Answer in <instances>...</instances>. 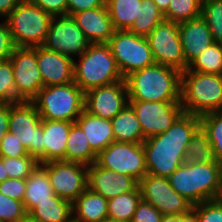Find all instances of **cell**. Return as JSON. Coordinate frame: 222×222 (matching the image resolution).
<instances>
[{
    "instance_id": "23",
    "label": "cell",
    "mask_w": 222,
    "mask_h": 222,
    "mask_svg": "<svg viewBox=\"0 0 222 222\" xmlns=\"http://www.w3.org/2000/svg\"><path fill=\"white\" fill-rule=\"evenodd\" d=\"M75 123L85 133L91 149L97 155L114 142L112 122L110 119L90 115L84 110Z\"/></svg>"
},
{
    "instance_id": "29",
    "label": "cell",
    "mask_w": 222,
    "mask_h": 222,
    "mask_svg": "<svg viewBox=\"0 0 222 222\" xmlns=\"http://www.w3.org/2000/svg\"><path fill=\"white\" fill-rule=\"evenodd\" d=\"M115 30H128L139 17L142 0H106Z\"/></svg>"
},
{
    "instance_id": "33",
    "label": "cell",
    "mask_w": 222,
    "mask_h": 222,
    "mask_svg": "<svg viewBox=\"0 0 222 222\" xmlns=\"http://www.w3.org/2000/svg\"><path fill=\"white\" fill-rule=\"evenodd\" d=\"M190 71L222 75V44L214 42L189 66Z\"/></svg>"
},
{
    "instance_id": "52",
    "label": "cell",
    "mask_w": 222,
    "mask_h": 222,
    "mask_svg": "<svg viewBox=\"0 0 222 222\" xmlns=\"http://www.w3.org/2000/svg\"><path fill=\"white\" fill-rule=\"evenodd\" d=\"M161 222H177V215H163Z\"/></svg>"
},
{
    "instance_id": "11",
    "label": "cell",
    "mask_w": 222,
    "mask_h": 222,
    "mask_svg": "<svg viewBox=\"0 0 222 222\" xmlns=\"http://www.w3.org/2000/svg\"><path fill=\"white\" fill-rule=\"evenodd\" d=\"M146 38L156 64L175 68L180 72L188 68L180 41L178 23L164 19Z\"/></svg>"
},
{
    "instance_id": "13",
    "label": "cell",
    "mask_w": 222,
    "mask_h": 222,
    "mask_svg": "<svg viewBox=\"0 0 222 222\" xmlns=\"http://www.w3.org/2000/svg\"><path fill=\"white\" fill-rule=\"evenodd\" d=\"M91 43L70 15L54 16L44 44L45 49L55 51L76 60ZM75 56V58H73Z\"/></svg>"
},
{
    "instance_id": "54",
    "label": "cell",
    "mask_w": 222,
    "mask_h": 222,
    "mask_svg": "<svg viewBox=\"0 0 222 222\" xmlns=\"http://www.w3.org/2000/svg\"><path fill=\"white\" fill-rule=\"evenodd\" d=\"M101 222H124V221L113 220V219L107 218V219H104V220L101 221Z\"/></svg>"
},
{
    "instance_id": "31",
    "label": "cell",
    "mask_w": 222,
    "mask_h": 222,
    "mask_svg": "<svg viewBox=\"0 0 222 222\" xmlns=\"http://www.w3.org/2000/svg\"><path fill=\"white\" fill-rule=\"evenodd\" d=\"M163 20L164 15L153 0H142L139 17L136 18L128 31L146 38Z\"/></svg>"
},
{
    "instance_id": "50",
    "label": "cell",
    "mask_w": 222,
    "mask_h": 222,
    "mask_svg": "<svg viewBox=\"0 0 222 222\" xmlns=\"http://www.w3.org/2000/svg\"><path fill=\"white\" fill-rule=\"evenodd\" d=\"M157 5L158 9L163 13V15L167 12L170 0H153Z\"/></svg>"
},
{
    "instance_id": "20",
    "label": "cell",
    "mask_w": 222,
    "mask_h": 222,
    "mask_svg": "<svg viewBox=\"0 0 222 222\" xmlns=\"http://www.w3.org/2000/svg\"><path fill=\"white\" fill-rule=\"evenodd\" d=\"M178 28L183 54L189 66L214 40L202 16L178 23Z\"/></svg>"
},
{
    "instance_id": "25",
    "label": "cell",
    "mask_w": 222,
    "mask_h": 222,
    "mask_svg": "<svg viewBox=\"0 0 222 222\" xmlns=\"http://www.w3.org/2000/svg\"><path fill=\"white\" fill-rule=\"evenodd\" d=\"M108 200L88 188L72 202L73 222H101L108 218Z\"/></svg>"
},
{
    "instance_id": "44",
    "label": "cell",
    "mask_w": 222,
    "mask_h": 222,
    "mask_svg": "<svg viewBox=\"0 0 222 222\" xmlns=\"http://www.w3.org/2000/svg\"><path fill=\"white\" fill-rule=\"evenodd\" d=\"M3 22H0V62L8 60L16 47L6 21Z\"/></svg>"
},
{
    "instance_id": "10",
    "label": "cell",
    "mask_w": 222,
    "mask_h": 222,
    "mask_svg": "<svg viewBox=\"0 0 222 222\" xmlns=\"http://www.w3.org/2000/svg\"><path fill=\"white\" fill-rule=\"evenodd\" d=\"M96 162L105 169L131 176L138 182L147 174L142 143L114 141L98 154Z\"/></svg>"
},
{
    "instance_id": "1",
    "label": "cell",
    "mask_w": 222,
    "mask_h": 222,
    "mask_svg": "<svg viewBox=\"0 0 222 222\" xmlns=\"http://www.w3.org/2000/svg\"><path fill=\"white\" fill-rule=\"evenodd\" d=\"M201 126L200 116L183 113L164 133L143 141L147 173L168 178L185 163L192 135Z\"/></svg>"
},
{
    "instance_id": "42",
    "label": "cell",
    "mask_w": 222,
    "mask_h": 222,
    "mask_svg": "<svg viewBox=\"0 0 222 222\" xmlns=\"http://www.w3.org/2000/svg\"><path fill=\"white\" fill-rule=\"evenodd\" d=\"M163 214L153 205L141 199L131 222H161Z\"/></svg>"
},
{
    "instance_id": "32",
    "label": "cell",
    "mask_w": 222,
    "mask_h": 222,
    "mask_svg": "<svg viewBox=\"0 0 222 222\" xmlns=\"http://www.w3.org/2000/svg\"><path fill=\"white\" fill-rule=\"evenodd\" d=\"M216 161L206 131L200 126L192 135L185 163H212Z\"/></svg>"
},
{
    "instance_id": "16",
    "label": "cell",
    "mask_w": 222,
    "mask_h": 222,
    "mask_svg": "<svg viewBox=\"0 0 222 222\" xmlns=\"http://www.w3.org/2000/svg\"><path fill=\"white\" fill-rule=\"evenodd\" d=\"M47 171L56 196L73 202L87 188L88 166L80 163L50 161L41 164Z\"/></svg>"
},
{
    "instance_id": "14",
    "label": "cell",
    "mask_w": 222,
    "mask_h": 222,
    "mask_svg": "<svg viewBox=\"0 0 222 222\" xmlns=\"http://www.w3.org/2000/svg\"><path fill=\"white\" fill-rule=\"evenodd\" d=\"M139 188L142 200L153 205L163 215H185L192 210L193 204L179 195L166 177L147 173L139 181Z\"/></svg>"
},
{
    "instance_id": "12",
    "label": "cell",
    "mask_w": 222,
    "mask_h": 222,
    "mask_svg": "<svg viewBox=\"0 0 222 222\" xmlns=\"http://www.w3.org/2000/svg\"><path fill=\"white\" fill-rule=\"evenodd\" d=\"M13 67L15 102L31 101L43 87L36 47H15L10 56Z\"/></svg>"
},
{
    "instance_id": "35",
    "label": "cell",
    "mask_w": 222,
    "mask_h": 222,
    "mask_svg": "<svg viewBox=\"0 0 222 222\" xmlns=\"http://www.w3.org/2000/svg\"><path fill=\"white\" fill-rule=\"evenodd\" d=\"M201 126L206 131L218 162H222V111L200 116Z\"/></svg>"
},
{
    "instance_id": "3",
    "label": "cell",
    "mask_w": 222,
    "mask_h": 222,
    "mask_svg": "<svg viewBox=\"0 0 222 222\" xmlns=\"http://www.w3.org/2000/svg\"><path fill=\"white\" fill-rule=\"evenodd\" d=\"M129 101H181V72L154 64L125 78Z\"/></svg>"
},
{
    "instance_id": "27",
    "label": "cell",
    "mask_w": 222,
    "mask_h": 222,
    "mask_svg": "<svg viewBox=\"0 0 222 222\" xmlns=\"http://www.w3.org/2000/svg\"><path fill=\"white\" fill-rule=\"evenodd\" d=\"M97 154L91 149L82 129L74 123L67 138L65 162L90 166L97 161Z\"/></svg>"
},
{
    "instance_id": "21",
    "label": "cell",
    "mask_w": 222,
    "mask_h": 222,
    "mask_svg": "<svg viewBox=\"0 0 222 222\" xmlns=\"http://www.w3.org/2000/svg\"><path fill=\"white\" fill-rule=\"evenodd\" d=\"M91 44L108 43L115 32L106 3L99 8L71 14Z\"/></svg>"
},
{
    "instance_id": "8",
    "label": "cell",
    "mask_w": 222,
    "mask_h": 222,
    "mask_svg": "<svg viewBox=\"0 0 222 222\" xmlns=\"http://www.w3.org/2000/svg\"><path fill=\"white\" fill-rule=\"evenodd\" d=\"M9 132L17 133L19 142L35 157L39 164L44 163L42 119L31 101L10 103Z\"/></svg>"
},
{
    "instance_id": "40",
    "label": "cell",
    "mask_w": 222,
    "mask_h": 222,
    "mask_svg": "<svg viewBox=\"0 0 222 222\" xmlns=\"http://www.w3.org/2000/svg\"><path fill=\"white\" fill-rule=\"evenodd\" d=\"M197 222H222V200L205 201L192 207Z\"/></svg>"
},
{
    "instance_id": "18",
    "label": "cell",
    "mask_w": 222,
    "mask_h": 222,
    "mask_svg": "<svg viewBox=\"0 0 222 222\" xmlns=\"http://www.w3.org/2000/svg\"><path fill=\"white\" fill-rule=\"evenodd\" d=\"M87 185L90 191L100 194L108 200L134 191L139 186V182L131 176L105 169L95 162L88 166Z\"/></svg>"
},
{
    "instance_id": "49",
    "label": "cell",
    "mask_w": 222,
    "mask_h": 222,
    "mask_svg": "<svg viewBox=\"0 0 222 222\" xmlns=\"http://www.w3.org/2000/svg\"><path fill=\"white\" fill-rule=\"evenodd\" d=\"M177 222H197L195 213L191 210L185 215H177Z\"/></svg>"
},
{
    "instance_id": "43",
    "label": "cell",
    "mask_w": 222,
    "mask_h": 222,
    "mask_svg": "<svg viewBox=\"0 0 222 222\" xmlns=\"http://www.w3.org/2000/svg\"><path fill=\"white\" fill-rule=\"evenodd\" d=\"M26 188V179L8 178L0 183V193L3 195L22 201Z\"/></svg>"
},
{
    "instance_id": "2",
    "label": "cell",
    "mask_w": 222,
    "mask_h": 222,
    "mask_svg": "<svg viewBox=\"0 0 222 222\" xmlns=\"http://www.w3.org/2000/svg\"><path fill=\"white\" fill-rule=\"evenodd\" d=\"M167 179L171 187L193 205L221 199V162L183 163Z\"/></svg>"
},
{
    "instance_id": "53",
    "label": "cell",
    "mask_w": 222,
    "mask_h": 222,
    "mask_svg": "<svg viewBox=\"0 0 222 222\" xmlns=\"http://www.w3.org/2000/svg\"><path fill=\"white\" fill-rule=\"evenodd\" d=\"M21 222H38V221L32 219L27 215Z\"/></svg>"
},
{
    "instance_id": "37",
    "label": "cell",
    "mask_w": 222,
    "mask_h": 222,
    "mask_svg": "<svg viewBox=\"0 0 222 222\" xmlns=\"http://www.w3.org/2000/svg\"><path fill=\"white\" fill-rule=\"evenodd\" d=\"M2 159L9 178L27 179L39 164L35 157L28 154L18 158L2 157Z\"/></svg>"
},
{
    "instance_id": "19",
    "label": "cell",
    "mask_w": 222,
    "mask_h": 222,
    "mask_svg": "<svg viewBox=\"0 0 222 222\" xmlns=\"http://www.w3.org/2000/svg\"><path fill=\"white\" fill-rule=\"evenodd\" d=\"M37 64L43 87L74 82V60L64 54L37 46Z\"/></svg>"
},
{
    "instance_id": "17",
    "label": "cell",
    "mask_w": 222,
    "mask_h": 222,
    "mask_svg": "<svg viewBox=\"0 0 222 222\" xmlns=\"http://www.w3.org/2000/svg\"><path fill=\"white\" fill-rule=\"evenodd\" d=\"M125 79L114 84L95 87L85 92L84 110L90 115L112 119L128 104Z\"/></svg>"
},
{
    "instance_id": "38",
    "label": "cell",
    "mask_w": 222,
    "mask_h": 222,
    "mask_svg": "<svg viewBox=\"0 0 222 222\" xmlns=\"http://www.w3.org/2000/svg\"><path fill=\"white\" fill-rule=\"evenodd\" d=\"M28 213L22 201L9 198L0 193V221L21 222Z\"/></svg>"
},
{
    "instance_id": "36",
    "label": "cell",
    "mask_w": 222,
    "mask_h": 222,
    "mask_svg": "<svg viewBox=\"0 0 222 222\" xmlns=\"http://www.w3.org/2000/svg\"><path fill=\"white\" fill-rule=\"evenodd\" d=\"M214 42L222 44V0H203L202 15Z\"/></svg>"
},
{
    "instance_id": "46",
    "label": "cell",
    "mask_w": 222,
    "mask_h": 222,
    "mask_svg": "<svg viewBox=\"0 0 222 222\" xmlns=\"http://www.w3.org/2000/svg\"><path fill=\"white\" fill-rule=\"evenodd\" d=\"M105 2L106 0H67V15L102 7Z\"/></svg>"
},
{
    "instance_id": "24",
    "label": "cell",
    "mask_w": 222,
    "mask_h": 222,
    "mask_svg": "<svg viewBox=\"0 0 222 222\" xmlns=\"http://www.w3.org/2000/svg\"><path fill=\"white\" fill-rule=\"evenodd\" d=\"M44 201H67L55 195L50 184L46 169L38 164L26 179V188L23 204L28 213L39 202Z\"/></svg>"
},
{
    "instance_id": "41",
    "label": "cell",
    "mask_w": 222,
    "mask_h": 222,
    "mask_svg": "<svg viewBox=\"0 0 222 222\" xmlns=\"http://www.w3.org/2000/svg\"><path fill=\"white\" fill-rule=\"evenodd\" d=\"M17 133L7 132L0 142V157H23L28 151L19 142Z\"/></svg>"
},
{
    "instance_id": "7",
    "label": "cell",
    "mask_w": 222,
    "mask_h": 222,
    "mask_svg": "<svg viewBox=\"0 0 222 222\" xmlns=\"http://www.w3.org/2000/svg\"><path fill=\"white\" fill-rule=\"evenodd\" d=\"M52 16L29 0H22L5 18L16 47L42 46Z\"/></svg>"
},
{
    "instance_id": "45",
    "label": "cell",
    "mask_w": 222,
    "mask_h": 222,
    "mask_svg": "<svg viewBox=\"0 0 222 222\" xmlns=\"http://www.w3.org/2000/svg\"><path fill=\"white\" fill-rule=\"evenodd\" d=\"M41 7L45 12L54 16L67 15V0H29Z\"/></svg>"
},
{
    "instance_id": "34",
    "label": "cell",
    "mask_w": 222,
    "mask_h": 222,
    "mask_svg": "<svg viewBox=\"0 0 222 222\" xmlns=\"http://www.w3.org/2000/svg\"><path fill=\"white\" fill-rule=\"evenodd\" d=\"M203 0H170L164 19L176 23L189 21L202 15Z\"/></svg>"
},
{
    "instance_id": "30",
    "label": "cell",
    "mask_w": 222,
    "mask_h": 222,
    "mask_svg": "<svg viewBox=\"0 0 222 222\" xmlns=\"http://www.w3.org/2000/svg\"><path fill=\"white\" fill-rule=\"evenodd\" d=\"M139 186L134 190L108 199V218L131 222L138 203L141 201Z\"/></svg>"
},
{
    "instance_id": "39",
    "label": "cell",
    "mask_w": 222,
    "mask_h": 222,
    "mask_svg": "<svg viewBox=\"0 0 222 222\" xmlns=\"http://www.w3.org/2000/svg\"><path fill=\"white\" fill-rule=\"evenodd\" d=\"M0 103H15L13 67L10 59L0 62Z\"/></svg>"
},
{
    "instance_id": "6",
    "label": "cell",
    "mask_w": 222,
    "mask_h": 222,
    "mask_svg": "<svg viewBox=\"0 0 222 222\" xmlns=\"http://www.w3.org/2000/svg\"><path fill=\"white\" fill-rule=\"evenodd\" d=\"M85 93L74 83L42 87L31 100L42 120L75 123L84 111Z\"/></svg>"
},
{
    "instance_id": "28",
    "label": "cell",
    "mask_w": 222,
    "mask_h": 222,
    "mask_svg": "<svg viewBox=\"0 0 222 222\" xmlns=\"http://www.w3.org/2000/svg\"><path fill=\"white\" fill-rule=\"evenodd\" d=\"M28 216L38 222H73L72 202H39L28 212Z\"/></svg>"
},
{
    "instance_id": "15",
    "label": "cell",
    "mask_w": 222,
    "mask_h": 222,
    "mask_svg": "<svg viewBox=\"0 0 222 222\" xmlns=\"http://www.w3.org/2000/svg\"><path fill=\"white\" fill-rule=\"evenodd\" d=\"M145 138L166 132L184 113L181 101H128Z\"/></svg>"
},
{
    "instance_id": "26",
    "label": "cell",
    "mask_w": 222,
    "mask_h": 222,
    "mask_svg": "<svg viewBox=\"0 0 222 222\" xmlns=\"http://www.w3.org/2000/svg\"><path fill=\"white\" fill-rule=\"evenodd\" d=\"M111 122L115 142L143 143L146 139L140 122L129 104L115 115Z\"/></svg>"
},
{
    "instance_id": "5",
    "label": "cell",
    "mask_w": 222,
    "mask_h": 222,
    "mask_svg": "<svg viewBox=\"0 0 222 222\" xmlns=\"http://www.w3.org/2000/svg\"><path fill=\"white\" fill-rule=\"evenodd\" d=\"M123 79L107 43L90 44L79 56V62L74 60V83L84 93Z\"/></svg>"
},
{
    "instance_id": "48",
    "label": "cell",
    "mask_w": 222,
    "mask_h": 222,
    "mask_svg": "<svg viewBox=\"0 0 222 222\" xmlns=\"http://www.w3.org/2000/svg\"><path fill=\"white\" fill-rule=\"evenodd\" d=\"M22 0H0V17L5 19Z\"/></svg>"
},
{
    "instance_id": "4",
    "label": "cell",
    "mask_w": 222,
    "mask_h": 222,
    "mask_svg": "<svg viewBox=\"0 0 222 222\" xmlns=\"http://www.w3.org/2000/svg\"><path fill=\"white\" fill-rule=\"evenodd\" d=\"M181 106L184 113L202 116L222 111V75L181 72Z\"/></svg>"
},
{
    "instance_id": "47",
    "label": "cell",
    "mask_w": 222,
    "mask_h": 222,
    "mask_svg": "<svg viewBox=\"0 0 222 222\" xmlns=\"http://www.w3.org/2000/svg\"><path fill=\"white\" fill-rule=\"evenodd\" d=\"M10 103H0V142L9 132Z\"/></svg>"
},
{
    "instance_id": "22",
    "label": "cell",
    "mask_w": 222,
    "mask_h": 222,
    "mask_svg": "<svg viewBox=\"0 0 222 222\" xmlns=\"http://www.w3.org/2000/svg\"><path fill=\"white\" fill-rule=\"evenodd\" d=\"M73 122L42 120L44 163L64 161L67 138Z\"/></svg>"
},
{
    "instance_id": "9",
    "label": "cell",
    "mask_w": 222,
    "mask_h": 222,
    "mask_svg": "<svg viewBox=\"0 0 222 222\" xmlns=\"http://www.w3.org/2000/svg\"><path fill=\"white\" fill-rule=\"evenodd\" d=\"M107 44L124 79L137 70L156 64L147 38L128 30H115Z\"/></svg>"
},
{
    "instance_id": "51",
    "label": "cell",
    "mask_w": 222,
    "mask_h": 222,
    "mask_svg": "<svg viewBox=\"0 0 222 222\" xmlns=\"http://www.w3.org/2000/svg\"><path fill=\"white\" fill-rule=\"evenodd\" d=\"M8 178V174L6 173V170L3 165V159L2 157H0V183L7 180Z\"/></svg>"
}]
</instances>
